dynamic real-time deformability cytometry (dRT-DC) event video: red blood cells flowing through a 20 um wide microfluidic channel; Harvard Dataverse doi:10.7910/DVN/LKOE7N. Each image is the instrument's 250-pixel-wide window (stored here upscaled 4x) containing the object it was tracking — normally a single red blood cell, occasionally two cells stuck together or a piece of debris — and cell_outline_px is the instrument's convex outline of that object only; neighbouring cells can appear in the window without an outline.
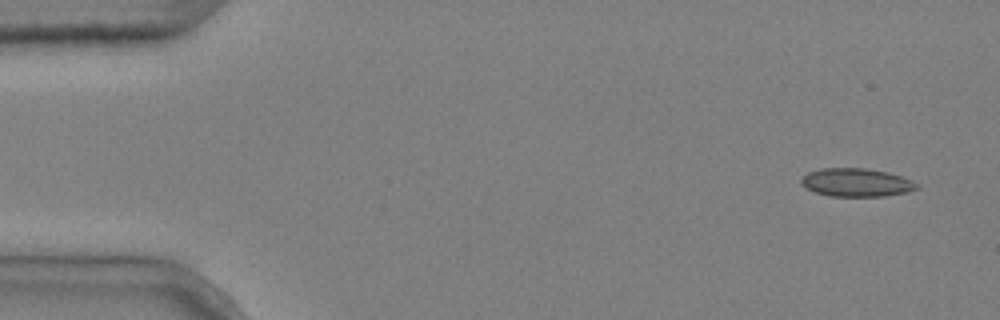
{"species": "common noctule bat (a hibernating species)", "species_latin": "Nyctalus noctula", "temperature_condition": "cold", "stored_images_in_passage": 5, "camera_frame_rate_fps": 3000, "um_per_image_px": 0.085, "animal": {"sex": "male", "body_mass_g": 20.4}, "frame": {"image": 1, "passage_image": 1, "time_ms": 0.0, "image_size_px": [1000, 320], "cell_outline_px": [[920, 188], [908, 192], [884, 196], [832, 196], [816, 192], [800, 184], [800, 180], [808, 172], [820, 168], [864, 168], [888, 172], [912, 180]], "centroid_in_image_um": [72.8, 15.51], "position_along_channel_um": 12.2, "area_um2": 18.96}}